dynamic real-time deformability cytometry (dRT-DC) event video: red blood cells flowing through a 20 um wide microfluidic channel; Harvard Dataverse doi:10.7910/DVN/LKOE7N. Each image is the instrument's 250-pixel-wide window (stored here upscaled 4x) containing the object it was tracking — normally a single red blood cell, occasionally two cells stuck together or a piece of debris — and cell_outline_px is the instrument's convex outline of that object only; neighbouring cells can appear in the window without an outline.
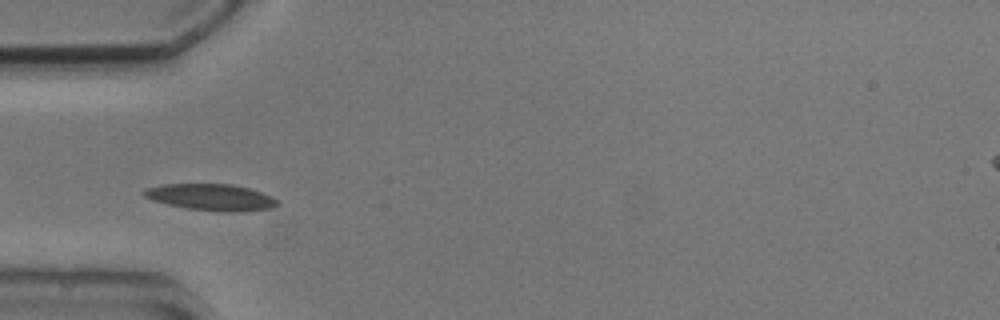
{"species": "common noctule bat (a hibernating species)", "species_latin": "Nyctalus noctula", "temperature_condition": "cold", "stored_images_in_passage": 3, "camera_frame_rate_fps": 3000, "um_per_image_px": 0.085, "animal": {"sex": "male", "body_mass_g": 20.5, "forearm_length_mm": 52.5}, "frame": {"image": 1, "passage_image": 3, "time_ms": 3.0, "image_size_px": [1000, 320], "cell_outline_px": [[280, 204], [272, 208], [244, 212], [220, 212], [188, 208], [168, 204], [144, 196], [140, 192], [144, 188], [164, 184], [232, 184], [248, 188], [272, 196], [280, 200]], "centroid_in_image_um": [18.0, 16.77], "position_along_channel_um": 67.0, "area_um2": 20.75}}